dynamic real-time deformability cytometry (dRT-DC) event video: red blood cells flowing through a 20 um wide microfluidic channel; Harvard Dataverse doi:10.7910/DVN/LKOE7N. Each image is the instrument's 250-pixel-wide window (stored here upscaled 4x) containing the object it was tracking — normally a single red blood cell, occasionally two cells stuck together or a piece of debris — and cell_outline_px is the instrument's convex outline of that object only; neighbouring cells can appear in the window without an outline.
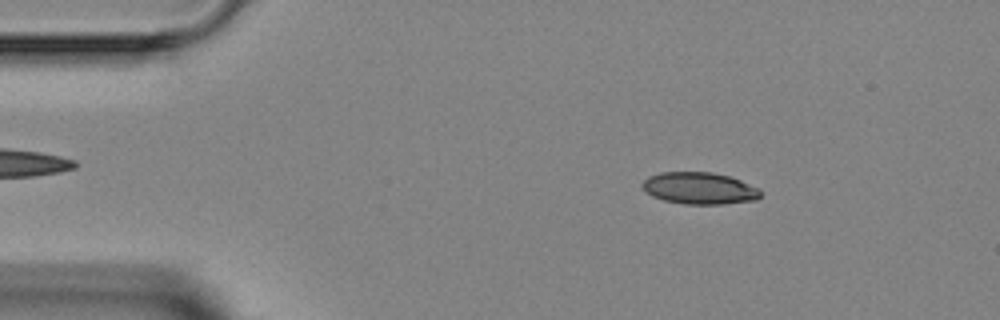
{"species": "Egyptian fruit bat (a non-hibernating species)", "species_latin": "Rousettus aegyptiacus", "temperature_condition": "room temperature", "stored_images_in_passage": 3, "camera_frame_rate_fps": 3000, "um_per_image_px": 0.085, "animal": {"sex": "female"}, "frame": {"image": 1, "passage_image": 1, "time_ms": 0.0, "image_size_px": [1000, 320], "cell_outline_px": [[760, 196], [756, 200], [724, 204], [684, 204], [664, 200], [652, 196], [640, 184], [648, 176], [660, 172], [712, 172], [728, 176], [740, 180], [756, 188], [760, 192]], "centroid_in_image_um": [59.42, 16.0], "position_along_channel_um": 25.6, "area_um2": 21.79}}
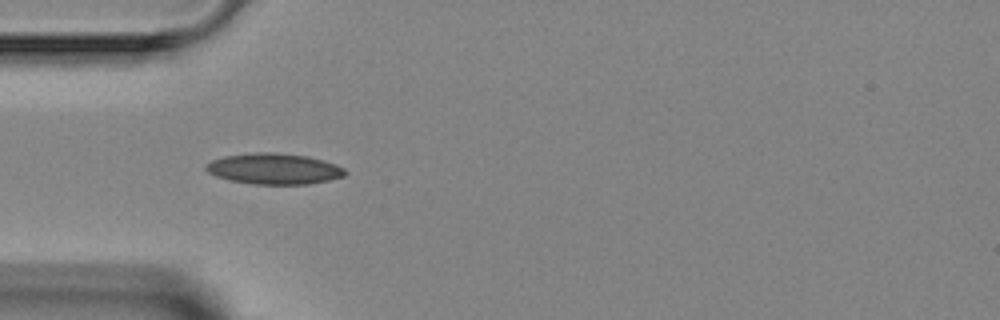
{"frame": {"image": 2, "passage_image": 3, "time_ms": 2.333, "image_size_px": [1000, 320], "cell_outline_px": [[348, 172], [344, 176], [328, 180], [308, 184], [256, 184], [228, 180], [216, 176], [208, 172], [204, 168], [204, 164], [212, 160], [224, 156], [252, 152], [276, 152], [308, 156], [324, 160], [336, 164], [344, 168]], "centroid_in_image_um": [23.28, 14.33], "position_along_channel_um": 61.7, "area_um2": 25.26}}